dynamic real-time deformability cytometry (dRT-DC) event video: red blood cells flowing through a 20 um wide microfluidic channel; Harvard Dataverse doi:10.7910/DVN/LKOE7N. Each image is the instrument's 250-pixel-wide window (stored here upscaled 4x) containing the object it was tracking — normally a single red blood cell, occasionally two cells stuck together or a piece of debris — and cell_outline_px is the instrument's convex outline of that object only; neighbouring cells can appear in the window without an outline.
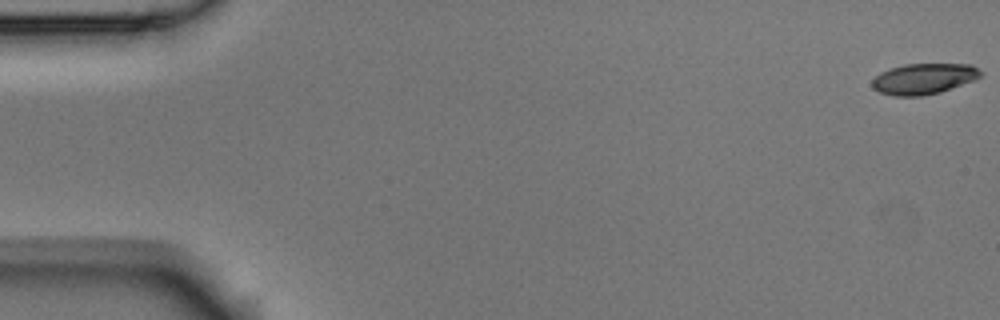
{"species": "Egyptian fruit bat (a non-hibernating species)", "species_latin": "Rousettus aegyptiacus", "temperature_condition": "room temperature", "stored_images_in_passage": 6, "camera_frame_rate_fps": 3000, "um_per_image_px": 0.085, "animal": {"sex": "male"}, "frame": {"image": 1, "passage_image": 1, "time_ms": 0.0, "image_size_px": [1000, 320], "cell_outline_px": [[984, 72], [980, 76], [972, 80], [940, 92], [924, 96], [892, 96], [880, 92], [872, 88], [872, 80], [880, 72], [888, 68], [904, 64], [972, 64]], "centroid_in_image_um": [78.49, 6.69], "position_along_channel_um": 6.5, "area_um2": 19.54}}